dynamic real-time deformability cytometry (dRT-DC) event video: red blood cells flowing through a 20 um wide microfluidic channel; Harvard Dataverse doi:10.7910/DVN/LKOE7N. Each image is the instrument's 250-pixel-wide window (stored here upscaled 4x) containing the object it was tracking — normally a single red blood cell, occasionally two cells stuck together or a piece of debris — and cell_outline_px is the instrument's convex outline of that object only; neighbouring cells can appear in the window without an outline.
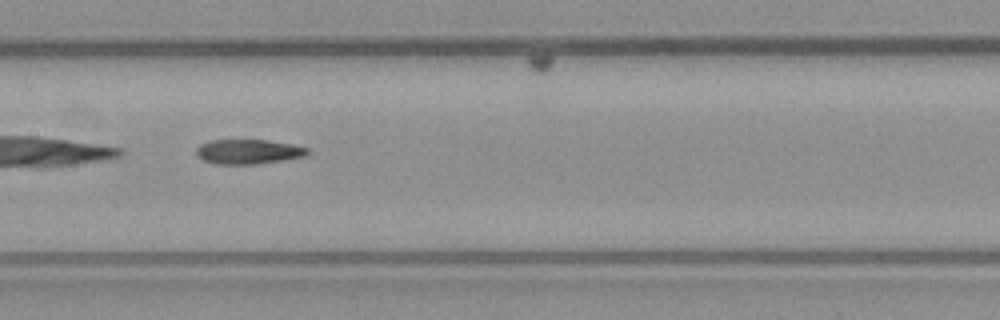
{"species": "common noctule bat (a hibernating species)", "species_latin": "Nyctalus noctula", "temperature_condition": "warm", "stored_images_in_passage": 52, "camera_frame_rate_fps": 3000, "um_per_image_px": 0.085, "animal": {"sex": "male", "body_mass_g": 23.1, "forearm_length_mm": 52.7}, "frame": {"image": 1, "passage_image": 25, "time_ms": 8.0, "image_size_px": [1000, 320], "cell_outline_px": [[312, 152], [308, 156], [284, 160], [256, 164], [216, 164], [204, 160], [196, 156], [196, 148], [200, 144], [208, 140], [268, 140], [292, 144], [308, 148]], "centroid_in_image_um": [21.14, 12.89], "position_along_channel_um": 186.3, "area_um2": 16.24}}
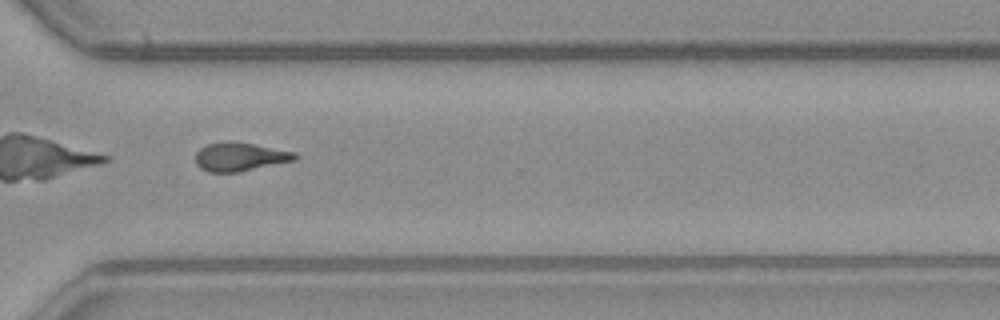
{"frame": {"image": 2, "passage_image": 37, "time_ms": 12.0, "image_size_px": [1000, 320], "cell_outline_px": [[300, 156], [296, 160], [240, 172], [208, 172], [200, 168], [196, 164], [196, 152], [200, 148], [208, 144], [252, 144], [296, 152]], "centroid_in_image_um": [20.44, 13.38], "position_along_channel_um": 350.2, "area_um2": 16.07}, "authors_computed_cell_mechanics": {"area_um2": 16.9065, "velocity_mm_per_s": 4.1083, "shape_relaxation_time_tau1_ms": null, "shape_relaxation_time_tau2_ms": 8.8228, "deformation_change_tau1": null, "deformation_change_tau2": 0.2319}}